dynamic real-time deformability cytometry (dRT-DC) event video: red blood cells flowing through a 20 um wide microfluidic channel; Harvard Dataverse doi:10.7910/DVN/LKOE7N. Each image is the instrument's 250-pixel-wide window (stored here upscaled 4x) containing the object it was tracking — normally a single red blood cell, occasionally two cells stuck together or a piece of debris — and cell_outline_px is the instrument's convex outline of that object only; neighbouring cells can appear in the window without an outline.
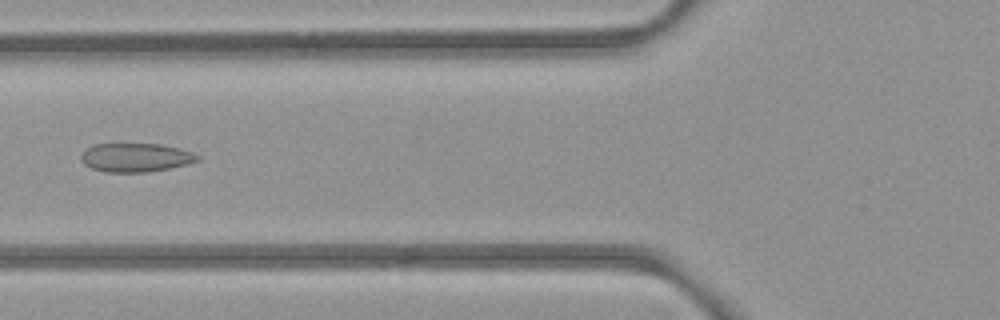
{"species": "common noctule bat (a hibernating species)", "species_latin": "Nyctalus noctula", "temperature_condition": "room temperature", "stored_images_in_passage": 6, "camera_frame_rate_fps": 3000, "um_per_image_px": 0.085, "animal": {"sex": "female", "body_mass_g": 21.9}, "frame": {"image": 1, "passage_image": 6, "time_ms": 6.667, "image_size_px": [1000, 320], "cell_outline_px": [[200, 160], [188, 164], [148, 172], [104, 172], [92, 168], [84, 164], [80, 160], [80, 156], [88, 148], [96, 144], [160, 144], [180, 148], [192, 152], [200, 156]], "centroid_in_image_um": [11.55, 13.39], "position_along_channel_um": 114.2, "area_um2": 19.48}}